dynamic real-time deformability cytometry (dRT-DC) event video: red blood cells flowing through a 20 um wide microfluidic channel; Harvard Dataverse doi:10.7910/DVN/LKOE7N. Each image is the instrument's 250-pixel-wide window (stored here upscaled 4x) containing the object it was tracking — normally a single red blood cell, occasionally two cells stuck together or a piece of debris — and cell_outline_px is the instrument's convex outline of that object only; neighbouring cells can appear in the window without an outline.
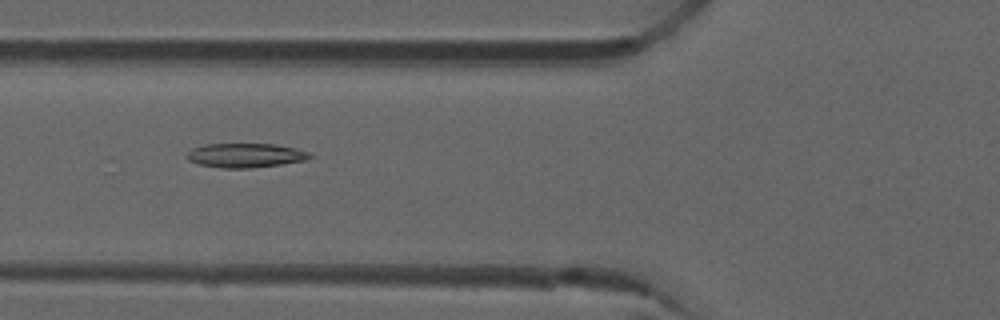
{"species": "common noctule bat (a hibernating species)", "species_latin": "Nyctalus noctula", "temperature_condition": "room temperature", "stored_images_in_passage": 7, "camera_frame_rate_fps": 3000, "um_per_image_px": 0.085, "animal": {"sex": "male", "forearm_length_mm": 52.5}, "frame": {"image": 1, "passage_image": 4, "time_ms": 1.0, "image_size_px": [1000, 320], "cell_outline_px": [[312, 156], [304, 160], [280, 164], [252, 168], [220, 168], [200, 164], [188, 160], [184, 156], [192, 148], [204, 144], [272, 144], [292, 148], [308, 152]], "centroid_in_image_um": [20.78, 13.21], "position_along_channel_um": 105.0, "area_um2": 17.17}}
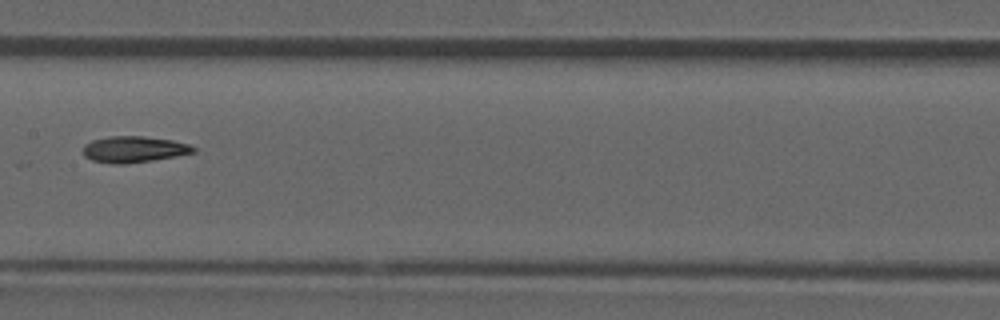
{"frame": {"image": 2, "passage_image": 6, "time_ms": 1.667, "image_size_px": [1000, 320], "cell_outline_px": [[196, 152], [176, 156], [152, 160], [124, 164], [112, 164], [92, 160], [84, 156], [84, 144], [92, 140], [108, 136], [144, 136], [172, 140], [188, 144], [196, 148]], "centroid_in_image_um": [11.37, 12.69], "position_along_channel_um": 196.0, "area_um2": 16.88}}
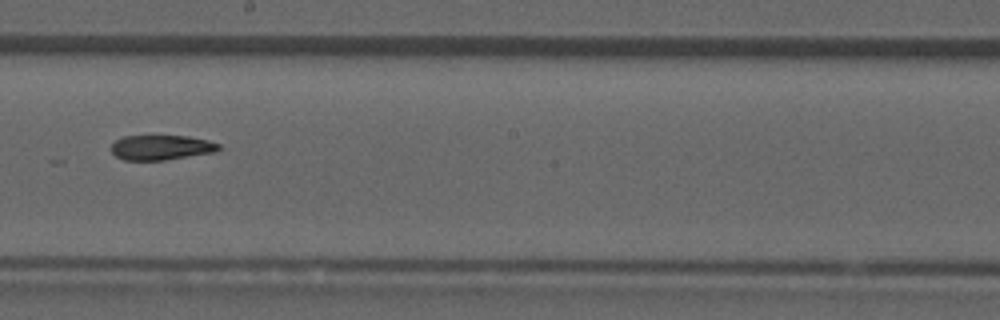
{"frame": {"image": 3, "passage_image": 7, "time_ms": 2.0, "image_size_px": [1000, 320], "cell_outline_px": [[220, 148], [216, 152], [164, 160], [124, 160], [116, 156], [112, 152], [112, 144], [116, 140], [124, 136], [188, 136], [208, 140], [220, 144]], "centroid_in_image_um": [13.72, 12.53], "position_along_channel_um": 234.5, "area_um2": 15.55}}